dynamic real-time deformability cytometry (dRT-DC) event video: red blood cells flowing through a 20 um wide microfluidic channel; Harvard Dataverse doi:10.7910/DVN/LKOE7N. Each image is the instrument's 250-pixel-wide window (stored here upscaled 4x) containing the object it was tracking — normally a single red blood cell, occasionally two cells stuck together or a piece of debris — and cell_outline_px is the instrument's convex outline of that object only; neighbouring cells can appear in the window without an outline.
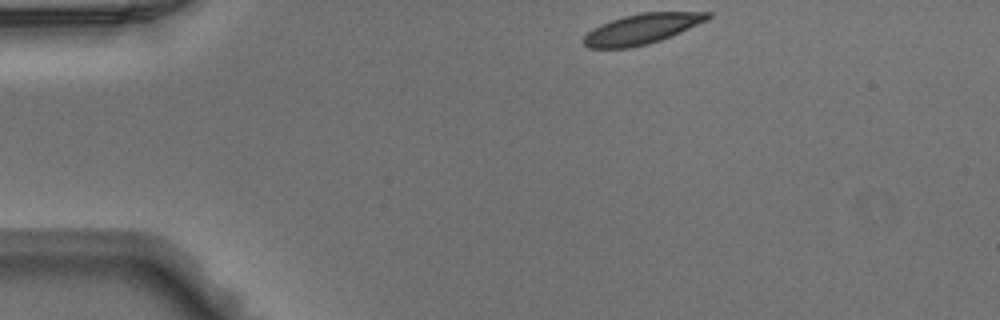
{"species": "Egyptian fruit bat (a non-hibernating species)", "species_latin": "Rousettus aegyptiacus", "temperature_condition": "warm", "stored_images_in_passage": 41, "camera_frame_rate_fps": 3000, "um_per_image_px": 0.085, "animal": {"sex": "male"}, "frame": {"image": 1, "passage_image": 1, "time_ms": 0.0, "image_size_px": [1000, 320], "cell_outline_px": [[712, 16], [708, 20], [680, 32], [660, 40], [648, 44], [628, 48], [588, 48], [580, 40], [592, 28], [600, 24], [624, 16], [640, 12], [712, 12]], "centroid_in_image_um": [54.53, 2.45], "position_along_channel_um": 30.5, "area_um2": 21.91}}
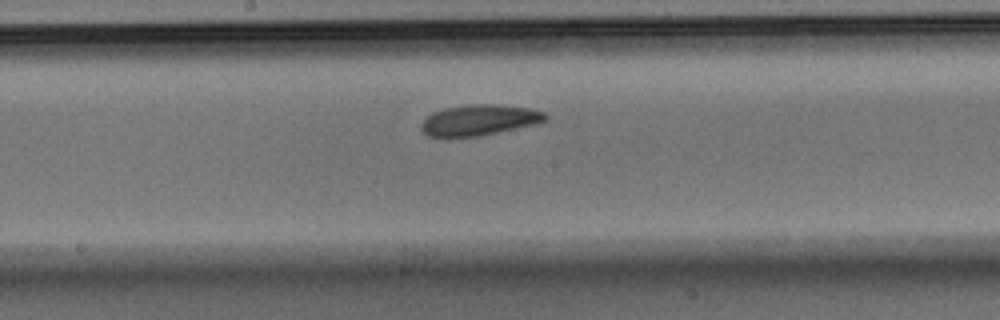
{"frame": {"image": 2, "passage_image": 18, "time_ms": 5.667, "image_size_px": [1000, 320], "cell_outline_px": [[548, 116], [544, 120], [532, 124], [480, 136], [444, 140], [440, 140], [428, 136], [420, 128], [420, 124], [432, 112], [444, 108], [464, 104], [504, 104], [532, 108], [544, 112]], "centroid_in_image_um": [40.63, 10.22], "position_along_channel_um": 207.6, "area_um2": 22.95}}
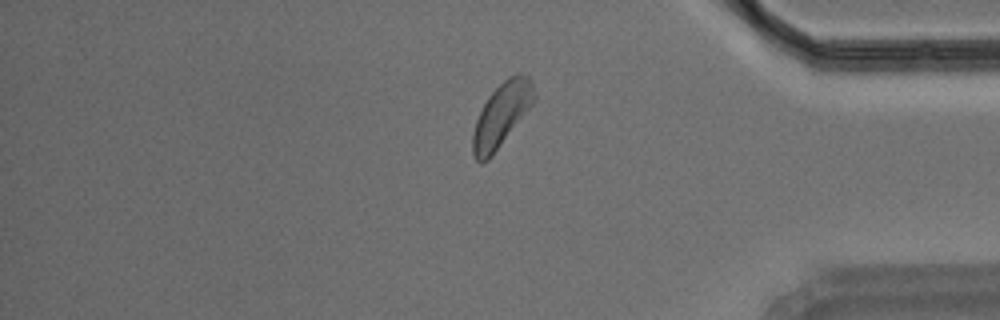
{"frame": {"image": 3, "passage_image": 33, "time_ms": 10.667, "image_size_px": [1000, 320], "cell_outline_px": [[536, 100], [492, 156], [488, 160], [480, 164], [476, 160], [472, 152], [472, 132], [476, 120], [488, 96], [508, 76], [516, 72], [528, 76], [532, 80], [536, 96]], "centroid_in_image_um": [42.64, 9.75], "position_along_channel_um": 392.6, "area_um2": 22.89}}